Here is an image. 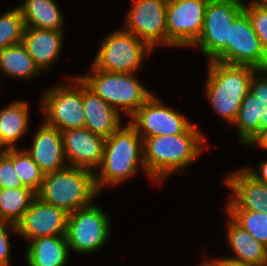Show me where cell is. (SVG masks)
I'll use <instances>...</instances> for the list:
<instances>
[{"label":"cell","instance_id":"cell-1","mask_svg":"<svg viewBox=\"0 0 267 266\" xmlns=\"http://www.w3.org/2000/svg\"><path fill=\"white\" fill-rule=\"evenodd\" d=\"M205 137L193 125L186 133L143 139L145 172L161 183L168 174L184 170L200 154Z\"/></svg>","mask_w":267,"mask_h":266},{"label":"cell","instance_id":"cell-2","mask_svg":"<svg viewBox=\"0 0 267 266\" xmlns=\"http://www.w3.org/2000/svg\"><path fill=\"white\" fill-rule=\"evenodd\" d=\"M208 67L207 97L217 113L233 124L242 101L250 91L252 76L259 70L217 61H210Z\"/></svg>","mask_w":267,"mask_h":266},{"label":"cell","instance_id":"cell-3","mask_svg":"<svg viewBox=\"0 0 267 266\" xmlns=\"http://www.w3.org/2000/svg\"><path fill=\"white\" fill-rule=\"evenodd\" d=\"M139 163L145 170L143 139L130 123L120 126L105 139L103 158L98 167L101 172L99 176L95 174L97 190L99 191L104 184L116 185L133 176Z\"/></svg>","mask_w":267,"mask_h":266},{"label":"cell","instance_id":"cell-4","mask_svg":"<svg viewBox=\"0 0 267 266\" xmlns=\"http://www.w3.org/2000/svg\"><path fill=\"white\" fill-rule=\"evenodd\" d=\"M95 173L80 167H66L44 174L39 192L43 202L65 210L68 214L89 203L99 193L95 184Z\"/></svg>","mask_w":267,"mask_h":266},{"label":"cell","instance_id":"cell-5","mask_svg":"<svg viewBox=\"0 0 267 266\" xmlns=\"http://www.w3.org/2000/svg\"><path fill=\"white\" fill-rule=\"evenodd\" d=\"M91 71L93 75L80 79L118 112L117 106H122L132 116L153 95L133 73L100 71L94 66Z\"/></svg>","mask_w":267,"mask_h":266},{"label":"cell","instance_id":"cell-6","mask_svg":"<svg viewBox=\"0 0 267 266\" xmlns=\"http://www.w3.org/2000/svg\"><path fill=\"white\" fill-rule=\"evenodd\" d=\"M243 10L241 0H209L203 30L192 46L199 45L202 54L214 61L227 48L230 26Z\"/></svg>","mask_w":267,"mask_h":266},{"label":"cell","instance_id":"cell-7","mask_svg":"<svg viewBox=\"0 0 267 266\" xmlns=\"http://www.w3.org/2000/svg\"><path fill=\"white\" fill-rule=\"evenodd\" d=\"M151 51L145 42L122 29L105 36L93 66L100 71L135 73Z\"/></svg>","mask_w":267,"mask_h":266},{"label":"cell","instance_id":"cell-8","mask_svg":"<svg viewBox=\"0 0 267 266\" xmlns=\"http://www.w3.org/2000/svg\"><path fill=\"white\" fill-rule=\"evenodd\" d=\"M109 217L96 205L68 214L66 239L69 249L91 253L104 245L110 232Z\"/></svg>","mask_w":267,"mask_h":266},{"label":"cell","instance_id":"cell-9","mask_svg":"<svg viewBox=\"0 0 267 266\" xmlns=\"http://www.w3.org/2000/svg\"><path fill=\"white\" fill-rule=\"evenodd\" d=\"M217 62L267 69V52L253 30L251 21L243 10L230 26L227 48L214 60Z\"/></svg>","mask_w":267,"mask_h":266},{"label":"cell","instance_id":"cell-10","mask_svg":"<svg viewBox=\"0 0 267 266\" xmlns=\"http://www.w3.org/2000/svg\"><path fill=\"white\" fill-rule=\"evenodd\" d=\"M75 85L50 89L42 101L45 123L60 131L85 128L83 111L82 80L75 77Z\"/></svg>","mask_w":267,"mask_h":266},{"label":"cell","instance_id":"cell-11","mask_svg":"<svg viewBox=\"0 0 267 266\" xmlns=\"http://www.w3.org/2000/svg\"><path fill=\"white\" fill-rule=\"evenodd\" d=\"M209 0H168L167 45L191 46L199 38Z\"/></svg>","mask_w":267,"mask_h":266},{"label":"cell","instance_id":"cell-12","mask_svg":"<svg viewBox=\"0 0 267 266\" xmlns=\"http://www.w3.org/2000/svg\"><path fill=\"white\" fill-rule=\"evenodd\" d=\"M259 79L252 76L250 91L241 103L234 125H237L241 143L255 144L267 132V69ZM261 78V79H260Z\"/></svg>","mask_w":267,"mask_h":266},{"label":"cell","instance_id":"cell-13","mask_svg":"<svg viewBox=\"0 0 267 266\" xmlns=\"http://www.w3.org/2000/svg\"><path fill=\"white\" fill-rule=\"evenodd\" d=\"M168 0H136L124 22L125 30L151 49L167 45L166 5Z\"/></svg>","mask_w":267,"mask_h":266},{"label":"cell","instance_id":"cell-14","mask_svg":"<svg viewBox=\"0 0 267 266\" xmlns=\"http://www.w3.org/2000/svg\"><path fill=\"white\" fill-rule=\"evenodd\" d=\"M131 118L132 121L129 123L140 136L143 135L141 136L142 139L186 133L193 126L182 114L165 106L153 95Z\"/></svg>","mask_w":267,"mask_h":266},{"label":"cell","instance_id":"cell-15","mask_svg":"<svg viewBox=\"0 0 267 266\" xmlns=\"http://www.w3.org/2000/svg\"><path fill=\"white\" fill-rule=\"evenodd\" d=\"M68 213L37 196L16 224L18 235L29 241L42 236H66Z\"/></svg>","mask_w":267,"mask_h":266},{"label":"cell","instance_id":"cell-16","mask_svg":"<svg viewBox=\"0 0 267 266\" xmlns=\"http://www.w3.org/2000/svg\"><path fill=\"white\" fill-rule=\"evenodd\" d=\"M65 159L69 167L95 170L102 158L105 138L93 134L86 128H74L61 131Z\"/></svg>","mask_w":267,"mask_h":266},{"label":"cell","instance_id":"cell-17","mask_svg":"<svg viewBox=\"0 0 267 266\" xmlns=\"http://www.w3.org/2000/svg\"><path fill=\"white\" fill-rule=\"evenodd\" d=\"M225 183L234 195L227 210H251L267 213V184L256 180L244 168L228 176Z\"/></svg>","mask_w":267,"mask_h":266},{"label":"cell","instance_id":"cell-18","mask_svg":"<svg viewBox=\"0 0 267 266\" xmlns=\"http://www.w3.org/2000/svg\"><path fill=\"white\" fill-rule=\"evenodd\" d=\"M34 136L32 147L26 151L44 174L68 167L63 164L65 155L60 130L44 123Z\"/></svg>","mask_w":267,"mask_h":266},{"label":"cell","instance_id":"cell-19","mask_svg":"<svg viewBox=\"0 0 267 266\" xmlns=\"http://www.w3.org/2000/svg\"><path fill=\"white\" fill-rule=\"evenodd\" d=\"M82 98L86 129L106 139L121 126L120 113L83 81Z\"/></svg>","mask_w":267,"mask_h":266},{"label":"cell","instance_id":"cell-20","mask_svg":"<svg viewBox=\"0 0 267 266\" xmlns=\"http://www.w3.org/2000/svg\"><path fill=\"white\" fill-rule=\"evenodd\" d=\"M63 30L24 28L22 44L40 70L48 69L59 56Z\"/></svg>","mask_w":267,"mask_h":266},{"label":"cell","instance_id":"cell-21","mask_svg":"<svg viewBox=\"0 0 267 266\" xmlns=\"http://www.w3.org/2000/svg\"><path fill=\"white\" fill-rule=\"evenodd\" d=\"M26 252L28 266H64L69 245L66 236H42L30 240Z\"/></svg>","mask_w":267,"mask_h":266},{"label":"cell","instance_id":"cell-22","mask_svg":"<svg viewBox=\"0 0 267 266\" xmlns=\"http://www.w3.org/2000/svg\"><path fill=\"white\" fill-rule=\"evenodd\" d=\"M228 223V242L235 253L233 260L256 266H267V247L253 238L250 232L244 230L231 217Z\"/></svg>","mask_w":267,"mask_h":266},{"label":"cell","instance_id":"cell-23","mask_svg":"<svg viewBox=\"0 0 267 266\" xmlns=\"http://www.w3.org/2000/svg\"><path fill=\"white\" fill-rule=\"evenodd\" d=\"M26 27L63 30V17L54 0H24L21 6Z\"/></svg>","mask_w":267,"mask_h":266},{"label":"cell","instance_id":"cell-24","mask_svg":"<svg viewBox=\"0 0 267 266\" xmlns=\"http://www.w3.org/2000/svg\"><path fill=\"white\" fill-rule=\"evenodd\" d=\"M29 106L26 102L15 101L0 110V135L6 148L15 144L28 130Z\"/></svg>","mask_w":267,"mask_h":266},{"label":"cell","instance_id":"cell-25","mask_svg":"<svg viewBox=\"0 0 267 266\" xmlns=\"http://www.w3.org/2000/svg\"><path fill=\"white\" fill-rule=\"evenodd\" d=\"M36 196L29 188H0V220L16 225Z\"/></svg>","mask_w":267,"mask_h":266},{"label":"cell","instance_id":"cell-26","mask_svg":"<svg viewBox=\"0 0 267 266\" xmlns=\"http://www.w3.org/2000/svg\"><path fill=\"white\" fill-rule=\"evenodd\" d=\"M0 68L9 76L25 79L41 71L22 43L0 50Z\"/></svg>","mask_w":267,"mask_h":266},{"label":"cell","instance_id":"cell-27","mask_svg":"<svg viewBox=\"0 0 267 266\" xmlns=\"http://www.w3.org/2000/svg\"><path fill=\"white\" fill-rule=\"evenodd\" d=\"M14 168L24 187L39 192L44 173L26 150L14 148Z\"/></svg>","mask_w":267,"mask_h":266},{"label":"cell","instance_id":"cell-28","mask_svg":"<svg viewBox=\"0 0 267 266\" xmlns=\"http://www.w3.org/2000/svg\"><path fill=\"white\" fill-rule=\"evenodd\" d=\"M239 226L267 247V213L251 210H227Z\"/></svg>","mask_w":267,"mask_h":266},{"label":"cell","instance_id":"cell-29","mask_svg":"<svg viewBox=\"0 0 267 266\" xmlns=\"http://www.w3.org/2000/svg\"><path fill=\"white\" fill-rule=\"evenodd\" d=\"M25 24L19 7L0 17V50L22 43Z\"/></svg>","mask_w":267,"mask_h":266},{"label":"cell","instance_id":"cell-30","mask_svg":"<svg viewBox=\"0 0 267 266\" xmlns=\"http://www.w3.org/2000/svg\"><path fill=\"white\" fill-rule=\"evenodd\" d=\"M244 11L248 15L253 30L256 32L262 47L267 52V4H244Z\"/></svg>","mask_w":267,"mask_h":266},{"label":"cell","instance_id":"cell-31","mask_svg":"<svg viewBox=\"0 0 267 266\" xmlns=\"http://www.w3.org/2000/svg\"><path fill=\"white\" fill-rule=\"evenodd\" d=\"M0 188H26L14 168V148L0 154Z\"/></svg>","mask_w":267,"mask_h":266},{"label":"cell","instance_id":"cell-32","mask_svg":"<svg viewBox=\"0 0 267 266\" xmlns=\"http://www.w3.org/2000/svg\"><path fill=\"white\" fill-rule=\"evenodd\" d=\"M8 226L17 233L16 225L0 220V266H9L10 244L8 240L9 233L6 231Z\"/></svg>","mask_w":267,"mask_h":266},{"label":"cell","instance_id":"cell-33","mask_svg":"<svg viewBox=\"0 0 267 266\" xmlns=\"http://www.w3.org/2000/svg\"><path fill=\"white\" fill-rule=\"evenodd\" d=\"M211 266H256L252 264H246L240 261L233 260L231 258L216 259L214 261H207Z\"/></svg>","mask_w":267,"mask_h":266},{"label":"cell","instance_id":"cell-34","mask_svg":"<svg viewBox=\"0 0 267 266\" xmlns=\"http://www.w3.org/2000/svg\"><path fill=\"white\" fill-rule=\"evenodd\" d=\"M246 170L251 174L256 180L263 184H267V161L263 162L259 166L260 173L253 171V169L246 168ZM261 174V175H260Z\"/></svg>","mask_w":267,"mask_h":266},{"label":"cell","instance_id":"cell-35","mask_svg":"<svg viewBox=\"0 0 267 266\" xmlns=\"http://www.w3.org/2000/svg\"><path fill=\"white\" fill-rule=\"evenodd\" d=\"M255 143L260 147L267 149V132L264 133Z\"/></svg>","mask_w":267,"mask_h":266},{"label":"cell","instance_id":"cell-36","mask_svg":"<svg viewBox=\"0 0 267 266\" xmlns=\"http://www.w3.org/2000/svg\"><path fill=\"white\" fill-rule=\"evenodd\" d=\"M5 146L6 145L0 135V154L6 153L9 150V148H5V150H3Z\"/></svg>","mask_w":267,"mask_h":266},{"label":"cell","instance_id":"cell-37","mask_svg":"<svg viewBox=\"0 0 267 266\" xmlns=\"http://www.w3.org/2000/svg\"><path fill=\"white\" fill-rule=\"evenodd\" d=\"M253 4H267V0L253 1Z\"/></svg>","mask_w":267,"mask_h":266},{"label":"cell","instance_id":"cell-38","mask_svg":"<svg viewBox=\"0 0 267 266\" xmlns=\"http://www.w3.org/2000/svg\"><path fill=\"white\" fill-rule=\"evenodd\" d=\"M202 266H211L208 262H205L202 264Z\"/></svg>","mask_w":267,"mask_h":266}]
</instances>
